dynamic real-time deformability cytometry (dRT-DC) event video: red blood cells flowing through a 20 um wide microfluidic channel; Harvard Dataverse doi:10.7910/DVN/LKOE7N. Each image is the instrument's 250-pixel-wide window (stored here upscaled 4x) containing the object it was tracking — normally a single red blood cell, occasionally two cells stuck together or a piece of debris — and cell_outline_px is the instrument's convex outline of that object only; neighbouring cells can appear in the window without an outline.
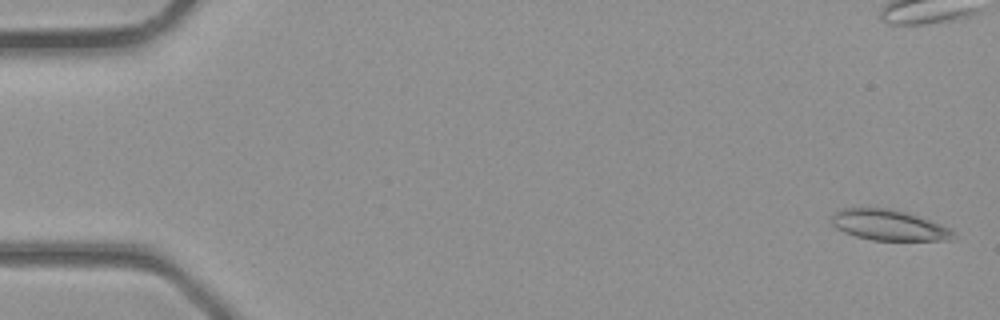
{"species": "common noctule bat (a hibernating species)", "species_latin": "Nyctalus noctula", "temperature_condition": "room temperature", "stored_images_in_passage": 39, "camera_frame_rate_fps": 3000, "um_per_image_px": 0.085, "animal": {"sex": "male", "body_mass_g": 23.1, "forearm_length_mm": 52.7}, "frame": {"image": 1, "passage_image": 1, "time_ms": 0.0, "image_size_px": [1000, 320], "cell_outline_px": [[952, 240], [872, 240], [856, 236], [844, 232], [836, 228], [832, 224], [832, 216], [840, 208], [888, 208], [904, 212], [940, 224], [948, 228], [952, 232]], "centroid_in_image_um": [75.48, 19.14], "position_along_channel_um": 9.5, "area_um2": 21.27}}